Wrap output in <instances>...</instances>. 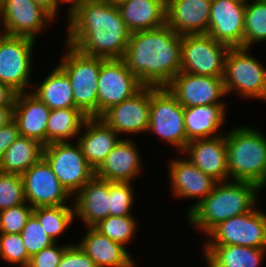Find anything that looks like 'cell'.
I'll use <instances>...</instances> for the list:
<instances>
[{"label":"cell","mask_w":266,"mask_h":267,"mask_svg":"<svg viewBox=\"0 0 266 267\" xmlns=\"http://www.w3.org/2000/svg\"><path fill=\"white\" fill-rule=\"evenodd\" d=\"M122 60L144 86L166 87L181 72V35L167 24L131 33Z\"/></svg>","instance_id":"obj_2"},{"label":"cell","mask_w":266,"mask_h":267,"mask_svg":"<svg viewBox=\"0 0 266 267\" xmlns=\"http://www.w3.org/2000/svg\"><path fill=\"white\" fill-rule=\"evenodd\" d=\"M228 50L209 34L181 35V72L223 77Z\"/></svg>","instance_id":"obj_11"},{"label":"cell","mask_w":266,"mask_h":267,"mask_svg":"<svg viewBox=\"0 0 266 267\" xmlns=\"http://www.w3.org/2000/svg\"><path fill=\"white\" fill-rule=\"evenodd\" d=\"M37 5L46 10L55 20L59 16V3L57 0H33Z\"/></svg>","instance_id":"obj_44"},{"label":"cell","mask_w":266,"mask_h":267,"mask_svg":"<svg viewBox=\"0 0 266 267\" xmlns=\"http://www.w3.org/2000/svg\"><path fill=\"white\" fill-rule=\"evenodd\" d=\"M261 190L251 182L233 180L217 182L211 193L185 218L189 226L206 235L218 223L254 210L258 205Z\"/></svg>","instance_id":"obj_3"},{"label":"cell","mask_w":266,"mask_h":267,"mask_svg":"<svg viewBox=\"0 0 266 267\" xmlns=\"http://www.w3.org/2000/svg\"><path fill=\"white\" fill-rule=\"evenodd\" d=\"M134 138L130 139L128 136L121 138L95 171V176L107 181L132 183L137 177L142 176L140 174L145 167L141 160L142 153L140 154V149H137Z\"/></svg>","instance_id":"obj_20"},{"label":"cell","mask_w":266,"mask_h":267,"mask_svg":"<svg viewBox=\"0 0 266 267\" xmlns=\"http://www.w3.org/2000/svg\"><path fill=\"white\" fill-rule=\"evenodd\" d=\"M203 239V245H238L266 248V212L252 211L218 223Z\"/></svg>","instance_id":"obj_9"},{"label":"cell","mask_w":266,"mask_h":267,"mask_svg":"<svg viewBox=\"0 0 266 267\" xmlns=\"http://www.w3.org/2000/svg\"><path fill=\"white\" fill-rule=\"evenodd\" d=\"M26 203L20 174L0 172V211Z\"/></svg>","instance_id":"obj_37"},{"label":"cell","mask_w":266,"mask_h":267,"mask_svg":"<svg viewBox=\"0 0 266 267\" xmlns=\"http://www.w3.org/2000/svg\"><path fill=\"white\" fill-rule=\"evenodd\" d=\"M151 86H144L139 92L120 104L110 107L99 118L121 138L145 134L150 118Z\"/></svg>","instance_id":"obj_15"},{"label":"cell","mask_w":266,"mask_h":267,"mask_svg":"<svg viewBox=\"0 0 266 267\" xmlns=\"http://www.w3.org/2000/svg\"><path fill=\"white\" fill-rule=\"evenodd\" d=\"M152 133L174 147L178 154L187 145L184 107L167 87L151 86L150 118L146 134Z\"/></svg>","instance_id":"obj_7"},{"label":"cell","mask_w":266,"mask_h":267,"mask_svg":"<svg viewBox=\"0 0 266 267\" xmlns=\"http://www.w3.org/2000/svg\"><path fill=\"white\" fill-rule=\"evenodd\" d=\"M132 184V182L109 181L110 216L133 215L136 194Z\"/></svg>","instance_id":"obj_35"},{"label":"cell","mask_w":266,"mask_h":267,"mask_svg":"<svg viewBox=\"0 0 266 267\" xmlns=\"http://www.w3.org/2000/svg\"><path fill=\"white\" fill-rule=\"evenodd\" d=\"M88 117L78 108L51 110L46 126V145L77 140Z\"/></svg>","instance_id":"obj_31"},{"label":"cell","mask_w":266,"mask_h":267,"mask_svg":"<svg viewBox=\"0 0 266 267\" xmlns=\"http://www.w3.org/2000/svg\"><path fill=\"white\" fill-rule=\"evenodd\" d=\"M245 7L241 0H212L207 34L229 48L243 47Z\"/></svg>","instance_id":"obj_18"},{"label":"cell","mask_w":266,"mask_h":267,"mask_svg":"<svg viewBox=\"0 0 266 267\" xmlns=\"http://www.w3.org/2000/svg\"><path fill=\"white\" fill-rule=\"evenodd\" d=\"M206 267H260L266 248L238 245H202Z\"/></svg>","instance_id":"obj_28"},{"label":"cell","mask_w":266,"mask_h":267,"mask_svg":"<svg viewBox=\"0 0 266 267\" xmlns=\"http://www.w3.org/2000/svg\"><path fill=\"white\" fill-rule=\"evenodd\" d=\"M79 247L94 261L96 267H137L127 247L102 235L94 227H86Z\"/></svg>","instance_id":"obj_25"},{"label":"cell","mask_w":266,"mask_h":267,"mask_svg":"<svg viewBox=\"0 0 266 267\" xmlns=\"http://www.w3.org/2000/svg\"><path fill=\"white\" fill-rule=\"evenodd\" d=\"M32 214L55 243L75 221L74 205L36 207Z\"/></svg>","instance_id":"obj_32"},{"label":"cell","mask_w":266,"mask_h":267,"mask_svg":"<svg viewBox=\"0 0 266 267\" xmlns=\"http://www.w3.org/2000/svg\"><path fill=\"white\" fill-rule=\"evenodd\" d=\"M57 267H96V265L79 245L74 242L64 250Z\"/></svg>","instance_id":"obj_41"},{"label":"cell","mask_w":266,"mask_h":267,"mask_svg":"<svg viewBox=\"0 0 266 267\" xmlns=\"http://www.w3.org/2000/svg\"><path fill=\"white\" fill-rule=\"evenodd\" d=\"M69 243V244H68ZM65 244L54 243L51 246L44 248L30 258L28 267H57L60 263L64 250L72 242Z\"/></svg>","instance_id":"obj_40"},{"label":"cell","mask_w":266,"mask_h":267,"mask_svg":"<svg viewBox=\"0 0 266 267\" xmlns=\"http://www.w3.org/2000/svg\"><path fill=\"white\" fill-rule=\"evenodd\" d=\"M257 127L237 125L225 132L229 180L266 187V135Z\"/></svg>","instance_id":"obj_4"},{"label":"cell","mask_w":266,"mask_h":267,"mask_svg":"<svg viewBox=\"0 0 266 267\" xmlns=\"http://www.w3.org/2000/svg\"><path fill=\"white\" fill-rule=\"evenodd\" d=\"M212 0H168L166 24L179 35L207 34Z\"/></svg>","instance_id":"obj_21"},{"label":"cell","mask_w":266,"mask_h":267,"mask_svg":"<svg viewBox=\"0 0 266 267\" xmlns=\"http://www.w3.org/2000/svg\"><path fill=\"white\" fill-rule=\"evenodd\" d=\"M250 50L229 48L223 76L225 92L228 96L234 91L242 99L266 101V66Z\"/></svg>","instance_id":"obj_6"},{"label":"cell","mask_w":266,"mask_h":267,"mask_svg":"<svg viewBox=\"0 0 266 267\" xmlns=\"http://www.w3.org/2000/svg\"><path fill=\"white\" fill-rule=\"evenodd\" d=\"M17 92L10 86L0 83V108H13Z\"/></svg>","instance_id":"obj_43"},{"label":"cell","mask_w":266,"mask_h":267,"mask_svg":"<svg viewBox=\"0 0 266 267\" xmlns=\"http://www.w3.org/2000/svg\"><path fill=\"white\" fill-rule=\"evenodd\" d=\"M44 145L20 136L5 151L0 161V172L22 175L43 157Z\"/></svg>","instance_id":"obj_30"},{"label":"cell","mask_w":266,"mask_h":267,"mask_svg":"<svg viewBox=\"0 0 266 267\" xmlns=\"http://www.w3.org/2000/svg\"><path fill=\"white\" fill-rule=\"evenodd\" d=\"M13 119V108H0V128Z\"/></svg>","instance_id":"obj_46"},{"label":"cell","mask_w":266,"mask_h":267,"mask_svg":"<svg viewBox=\"0 0 266 267\" xmlns=\"http://www.w3.org/2000/svg\"><path fill=\"white\" fill-rule=\"evenodd\" d=\"M75 219L94 227L109 216V181L94 176L74 196Z\"/></svg>","instance_id":"obj_22"},{"label":"cell","mask_w":266,"mask_h":267,"mask_svg":"<svg viewBox=\"0 0 266 267\" xmlns=\"http://www.w3.org/2000/svg\"><path fill=\"white\" fill-rule=\"evenodd\" d=\"M35 41L37 40L25 36L0 33V83L10 86L17 93L32 89Z\"/></svg>","instance_id":"obj_8"},{"label":"cell","mask_w":266,"mask_h":267,"mask_svg":"<svg viewBox=\"0 0 266 267\" xmlns=\"http://www.w3.org/2000/svg\"><path fill=\"white\" fill-rule=\"evenodd\" d=\"M74 142H53L43 149V158L72 196L95 176V170L84 158L79 143Z\"/></svg>","instance_id":"obj_10"},{"label":"cell","mask_w":266,"mask_h":267,"mask_svg":"<svg viewBox=\"0 0 266 267\" xmlns=\"http://www.w3.org/2000/svg\"><path fill=\"white\" fill-rule=\"evenodd\" d=\"M59 3V10H61L60 6L64 4H68V11H66L68 19L71 15H73L87 0H57Z\"/></svg>","instance_id":"obj_45"},{"label":"cell","mask_w":266,"mask_h":267,"mask_svg":"<svg viewBox=\"0 0 266 267\" xmlns=\"http://www.w3.org/2000/svg\"><path fill=\"white\" fill-rule=\"evenodd\" d=\"M139 222L135 216H108L101 220L94 228L102 235L126 247L136 237Z\"/></svg>","instance_id":"obj_34"},{"label":"cell","mask_w":266,"mask_h":267,"mask_svg":"<svg viewBox=\"0 0 266 267\" xmlns=\"http://www.w3.org/2000/svg\"><path fill=\"white\" fill-rule=\"evenodd\" d=\"M166 87L184 108L226 104L223 100L227 96L223 77L201 76L180 72Z\"/></svg>","instance_id":"obj_17"},{"label":"cell","mask_w":266,"mask_h":267,"mask_svg":"<svg viewBox=\"0 0 266 267\" xmlns=\"http://www.w3.org/2000/svg\"><path fill=\"white\" fill-rule=\"evenodd\" d=\"M64 47L58 66L69 77L75 106L87 117H97V81L106 59L85 55L66 43Z\"/></svg>","instance_id":"obj_5"},{"label":"cell","mask_w":266,"mask_h":267,"mask_svg":"<svg viewBox=\"0 0 266 267\" xmlns=\"http://www.w3.org/2000/svg\"><path fill=\"white\" fill-rule=\"evenodd\" d=\"M166 165L170 184L171 197L180 199H197L186 209V216L214 189L217 181L203 173L185 156L170 158Z\"/></svg>","instance_id":"obj_16"},{"label":"cell","mask_w":266,"mask_h":267,"mask_svg":"<svg viewBox=\"0 0 266 267\" xmlns=\"http://www.w3.org/2000/svg\"><path fill=\"white\" fill-rule=\"evenodd\" d=\"M20 137L16 122L12 119L0 128V161L5 151Z\"/></svg>","instance_id":"obj_42"},{"label":"cell","mask_w":266,"mask_h":267,"mask_svg":"<svg viewBox=\"0 0 266 267\" xmlns=\"http://www.w3.org/2000/svg\"><path fill=\"white\" fill-rule=\"evenodd\" d=\"M97 117L139 92L144 85L122 59H107L100 67L97 81Z\"/></svg>","instance_id":"obj_12"},{"label":"cell","mask_w":266,"mask_h":267,"mask_svg":"<svg viewBox=\"0 0 266 267\" xmlns=\"http://www.w3.org/2000/svg\"><path fill=\"white\" fill-rule=\"evenodd\" d=\"M50 111L30 91L17 93L13 107V120L17 124L20 136L35 139L45 146Z\"/></svg>","instance_id":"obj_24"},{"label":"cell","mask_w":266,"mask_h":267,"mask_svg":"<svg viewBox=\"0 0 266 267\" xmlns=\"http://www.w3.org/2000/svg\"><path fill=\"white\" fill-rule=\"evenodd\" d=\"M32 212L33 207L27 202L0 211V233H20Z\"/></svg>","instance_id":"obj_39"},{"label":"cell","mask_w":266,"mask_h":267,"mask_svg":"<svg viewBox=\"0 0 266 267\" xmlns=\"http://www.w3.org/2000/svg\"><path fill=\"white\" fill-rule=\"evenodd\" d=\"M130 36L116 3L87 0L67 19L64 42L88 56L122 59Z\"/></svg>","instance_id":"obj_1"},{"label":"cell","mask_w":266,"mask_h":267,"mask_svg":"<svg viewBox=\"0 0 266 267\" xmlns=\"http://www.w3.org/2000/svg\"><path fill=\"white\" fill-rule=\"evenodd\" d=\"M55 21L33 0H5L0 5V33L9 36H25L36 40Z\"/></svg>","instance_id":"obj_13"},{"label":"cell","mask_w":266,"mask_h":267,"mask_svg":"<svg viewBox=\"0 0 266 267\" xmlns=\"http://www.w3.org/2000/svg\"><path fill=\"white\" fill-rule=\"evenodd\" d=\"M84 131H83V130ZM77 137L84 158L96 171L121 137L99 117H88Z\"/></svg>","instance_id":"obj_23"},{"label":"cell","mask_w":266,"mask_h":267,"mask_svg":"<svg viewBox=\"0 0 266 267\" xmlns=\"http://www.w3.org/2000/svg\"><path fill=\"white\" fill-rule=\"evenodd\" d=\"M20 235L30 257L55 243L33 214L28 218Z\"/></svg>","instance_id":"obj_38"},{"label":"cell","mask_w":266,"mask_h":267,"mask_svg":"<svg viewBox=\"0 0 266 267\" xmlns=\"http://www.w3.org/2000/svg\"><path fill=\"white\" fill-rule=\"evenodd\" d=\"M21 176L25 200L33 208L74 205L73 196L60 183L43 157Z\"/></svg>","instance_id":"obj_14"},{"label":"cell","mask_w":266,"mask_h":267,"mask_svg":"<svg viewBox=\"0 0 266 267\" xmlns=\"http://www.w3.org/2000/svg\"><path fill=\"white\" fill-rule=\"evenodd\" d=\"M39 83H32V91L50 110L77 108L73 98V89L67 74L58 66Z\"/></svg>","instance_id":"obj_29"},{"label":"cell","mask_w":266,"mask_h":267,"mask_svg":"<svg viewBox=\"0 0 266 267\" xmlns=\"http://www.w3.org/2000/svg\"><path fill=\"white\" fill-rule=\"evenodd\" d=\"M258 43H266V2L249 0L245 7L243 47L252 49Z\"/></svg>","instance_id":"obj_33"},{"label":"cell","mask_w":266,"mask_h":267,"mask_svg":"<svg viewBox=\"0 0 266 267\" xmlns=\"http://www.w3.org/2000/svg\"><path fill=\"white\" fill-rule=\"evenodd\" d=\"M226 105L211 104L184 108L187 143L225 134L226 131L221 129L227 120L225 119L228 115Z\"/></svg>","instance_id":"obj_26"},{"label":"cell","mask_w":266,"mask_h":267,"mask_svg":"<svg viewBox=\"0 0 266 267\" xmlns=\"http://www.w3.org/2000/svg\"><path fill=\"white\" fill-rule=\"evenodd\" d=\"M180 155L217 182L229 180L225 134L190 141Z\"/></svg>","instance_id":"obj_19"},{"label":"cell","mask_w":266,"mask_h":267,"mask_svg":"<svg viewBox=\"0 0 266 267\" xmlns=\"http://www.w3.org/2000/svg\"><path fill=\"white\" fill-rule=\"evenodd\" d=\"M116 5L131 33L166 25V0H119Z\"/></svg>","instance_id":"obj_27"},{"label":"cell","mask_w":266,"mask_h":267,"mask_svg":"<svg viewBox=\"0 0 266 267\" xmlns=\"http://www.w3.org/2000/svg\"><path fill=\"white\" fill-rule=\"evenodd\" d=\"M109 1L116 3V2L119 1V0H109Z\"/></svg>","instance_id":"obj_47"},{"label":"cell","mask_w":266,"mask_h":267,"mask_svg":"<svg viewBox=\"0 0 266 267\" xmlns=\"http://www.w3.org/2000/svg\"><path fill=\"white\" fill-rule=\"evenodd\" d=\"M0 258L11 266L28 267L31 257L20 233H0Z\"/></svg>","instance_id":"obj_36"}]
</instances>
